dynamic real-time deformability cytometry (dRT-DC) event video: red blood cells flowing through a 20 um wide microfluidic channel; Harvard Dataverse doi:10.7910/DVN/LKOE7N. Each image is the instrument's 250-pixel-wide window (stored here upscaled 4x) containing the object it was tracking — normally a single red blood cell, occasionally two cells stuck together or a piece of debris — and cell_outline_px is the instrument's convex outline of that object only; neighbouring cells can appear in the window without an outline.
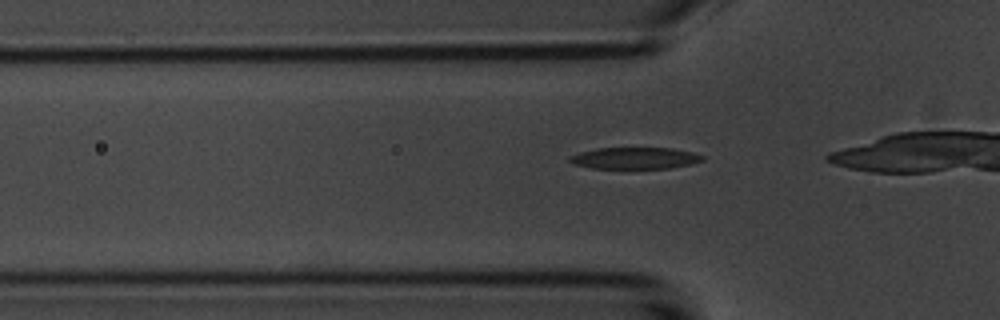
{"species": "common noctule bat (a hibernating species)", "species_latin": "Nyctalus noctula", "temperature_condition": "room temperature", "stored_images_in_passage": 37, "camera_frame_rate_fps": 3000, "um_per_image_px": 0.085, "animal": {"sex": "male", "body_mass_g": 20.1, "forearm_length_mm": 53.5}, "frame": {"image": 1, "passage_image": 10, "time_ms": 3.0, "image_size_px": [1000, 320], "cell_outline_px": [[704, 160], [692, 164], [672, 168], [592, 168], [576, 164], [568, 160], [568, 156], [580, 152], [596, 148], [672, 148], [692, 152], [704, 156]], "centroid_in_image_um": [53.99, 13.44], "position_along_channel_um": 71.8, "area_um2": 16.7}}
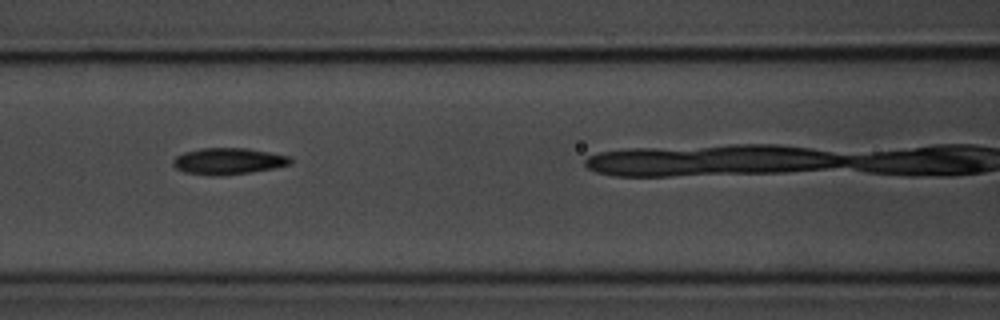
{"frame": {"image": 2, "passage_image": 16, "time_ms": 5.0, "image_size_px": [1000, 320], "cell_outline_px": [[292, 164], [272, 168], [224, 176], [212, 176], [184, 172], [176, 168], [172, 164], [172, 160], [176, 156], [184, 152], [200, 148], [248, 148], [288, 156], [292, 160]], "centroid_in_image_um": [19.36, 13.7], "position_along_channel_um": 147.2, "area_um2": 18.09}}
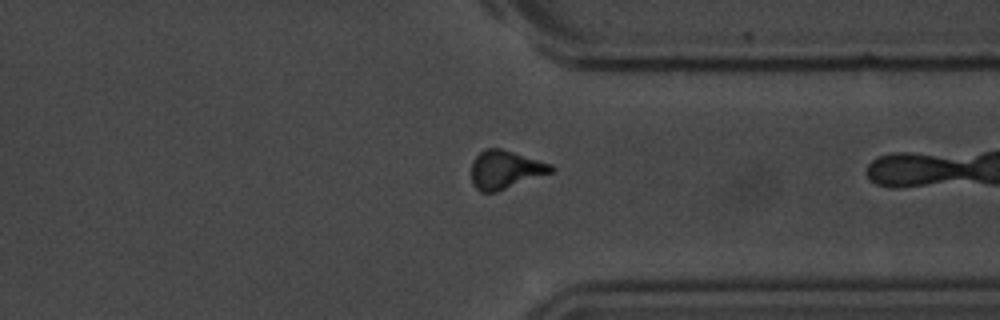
{"frame": {"image": 3, "passage_image": 34, "time_ms": 11.0, "image_size_px": [1000, 320], "cell_outline_px": [[556, 168], [552, 172], [496, 192], [480, 192], [472, 184], [472, 160], [484, 148], [500, 148], [552, 164]], "centroid_in_image_um": [42.93, 14.42], "position_along_channel_um": 368.5, "area_um2": 17.74}}